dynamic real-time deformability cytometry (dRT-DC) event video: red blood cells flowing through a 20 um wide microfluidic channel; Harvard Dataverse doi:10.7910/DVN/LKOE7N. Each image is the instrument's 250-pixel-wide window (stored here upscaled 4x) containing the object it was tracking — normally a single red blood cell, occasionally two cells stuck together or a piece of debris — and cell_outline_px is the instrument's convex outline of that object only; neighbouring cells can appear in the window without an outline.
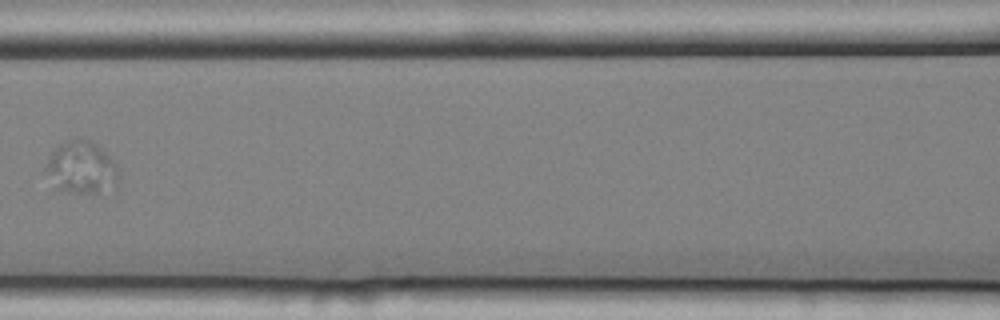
{"species": "common noctule bat (a hibernating species)", "species_latin": "Nyctalus noctula", "temperature_condition": "cold", "stored_images_in_passage": 11, "camera_frame_rate_fps": 3000, "um_per_image_px": 0.085, "animal": {"sex": "female", "body_mass_g": 25.1}, "frame": {"image": 1, "passage_image": 8, "time_ms": 2.333, "image_size_px": [1000, 320], "cell_outline_px": [[120, 176], [116, 188], [96, 192], [72, 192], [56, 188], [44, 172], [44, 168], [52, 152], [60, 144], [68, 140], [88, 140], [96, 144], [116, 164]], "centroid_in_image_um": [6.93, 14.27], "position_along_channel_um": 159.7, "area_um2": 21.96}}
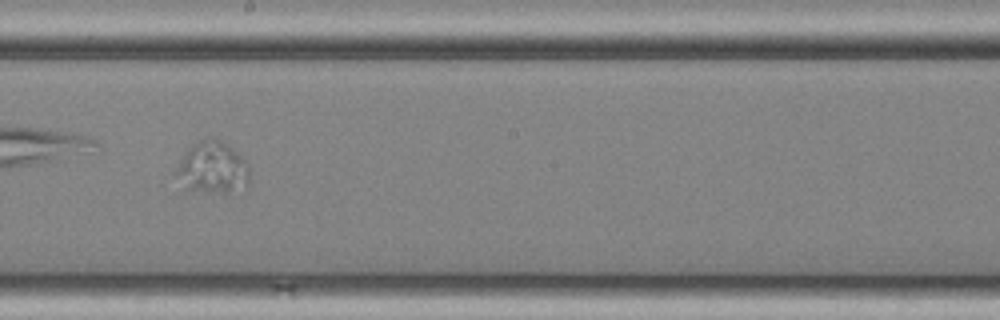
{"frame": {"image": 2, "passage_image": 10, "time_ms": 3.0, "image_size_px": [1000, 320], "cell_outline_px": [[248, 188], [228, 192], [224, 192], [188, 188], [176, 172], [176, 168], [184, 152], [192, 144], [200, 140], [220, 140], [232, 148], [248, 164]], "centroid_in_image_um": [18.11, 14.23], "position_along_channel_um": 230.1, "area_um2": 21.27}}
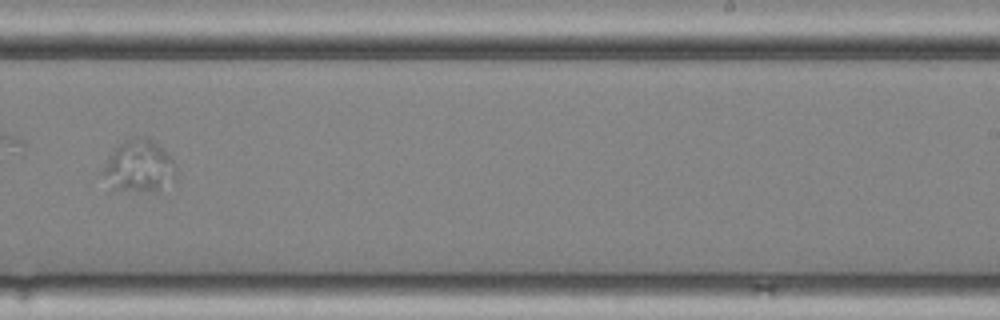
{"frame": {"image": 3, "passage_image": 11, "time_ms": 3.333, "image_size_px": [1000, 320], "cell_outline_px": [[176, 180], [152, 192], [140, 192], [116, 188], [100, 172], [112, 152], [124, 140], [132, 136], [148, 136], [168, 152], [176, 164]], "centroid_in_image_um": [11.88, 14.09], "position_along_channel_um": 277.1, "area_um2": 22.31}}